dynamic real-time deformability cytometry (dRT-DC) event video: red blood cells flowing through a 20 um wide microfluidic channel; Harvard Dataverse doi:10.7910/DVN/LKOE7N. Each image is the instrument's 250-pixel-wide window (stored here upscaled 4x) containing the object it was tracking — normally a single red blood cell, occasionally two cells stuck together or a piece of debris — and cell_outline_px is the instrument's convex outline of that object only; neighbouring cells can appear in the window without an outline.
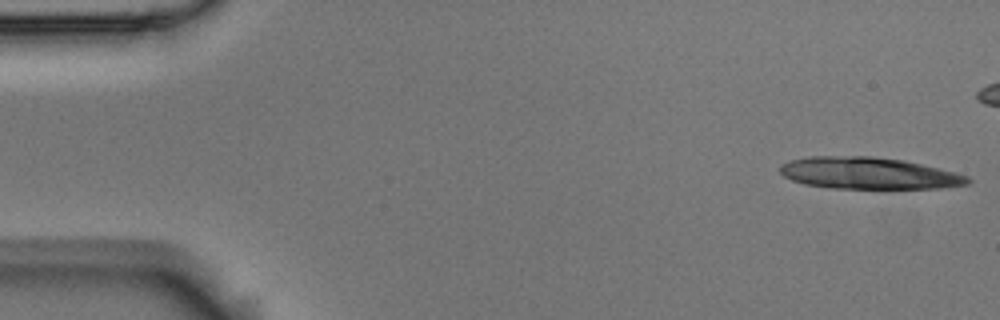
{"species": "Egyptian fruit bat (a non-hibernating species)", "species_latin": "Rousettus aegyptiacus", "temperature_condition": "room temperature", "stored_images_in_passage": 6, "camera_frame_rate_fps": 3000, "um_per_image_px": 0.085, "animal": {"sex": "male"}, "frame": {"image": 1, "passage_image": 1, "time_ms": 0.0, "image_size_px": [1000, 320], "cell_outline_px": [[972, 184], [940, 188], [832, 188], [804, 184], [792, 180], [784, 176], [780, 172], [780, 164], [792, 160], [808, 156], [872, 156], [904, 160], [968, 176], [972, 180]], "centroid_in_image_um": [73.82, 14.72], "position_along_channel_um": 11.2, "area_um2": 34.62}}